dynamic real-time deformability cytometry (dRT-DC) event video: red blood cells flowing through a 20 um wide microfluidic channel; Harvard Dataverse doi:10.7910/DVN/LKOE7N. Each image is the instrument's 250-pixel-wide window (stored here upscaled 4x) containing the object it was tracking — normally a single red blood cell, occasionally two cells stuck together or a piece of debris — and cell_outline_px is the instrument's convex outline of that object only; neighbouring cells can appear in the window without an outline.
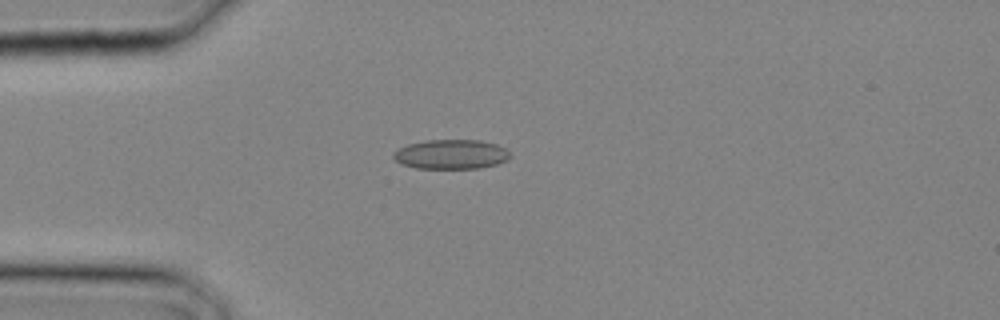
{"species": "common noctule bat (a hibernating species)", "species_latin": "Nyctalus noctula", "temperature_condition": "cold", "stored_images_in_passage": 11, "camera_frame_rate_fps": 3000, "um_per_image_px": 0.085, "animal": {"sex": "male", "body_mass_g": 20.4}, "frame": {"image": 1, "passage_image": 8, "time_ms": 2.333, "image_size_px": [1000, 320], "cell_outline_px": [[512, 156], [508, 160], [496, 164], [480, 168], [416, 168], [400, 164], [392, 156], [392, 152], [408, 144], [428, 140], [480, 140], [496, 144], [508, 148]], "centroid_in_image_um": [38.38, 13.11], "position_along_channel_um": 46.6, "area_um2": 20.23}}
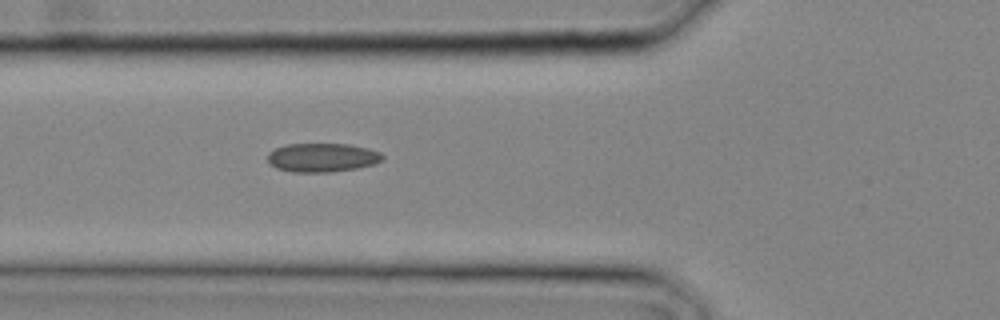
{"frame": {"image": 2, "passage_image": 11, "time_ms": 3.333, "image_size_px": [1000, 320], "cell_outline_px": [[384, 160], [372, 164], [356, 168], [332, 172], [292, 172], [276, 168], [268, 164], [268, 152], [276, 148], [288, 144], [348, 144], [368, 148], [380, 152], [384, 156]], "centroid_in_image_um": [27.38, 13.39], "position_along_channel_um": 98.4, "area_um2": 19.36}}